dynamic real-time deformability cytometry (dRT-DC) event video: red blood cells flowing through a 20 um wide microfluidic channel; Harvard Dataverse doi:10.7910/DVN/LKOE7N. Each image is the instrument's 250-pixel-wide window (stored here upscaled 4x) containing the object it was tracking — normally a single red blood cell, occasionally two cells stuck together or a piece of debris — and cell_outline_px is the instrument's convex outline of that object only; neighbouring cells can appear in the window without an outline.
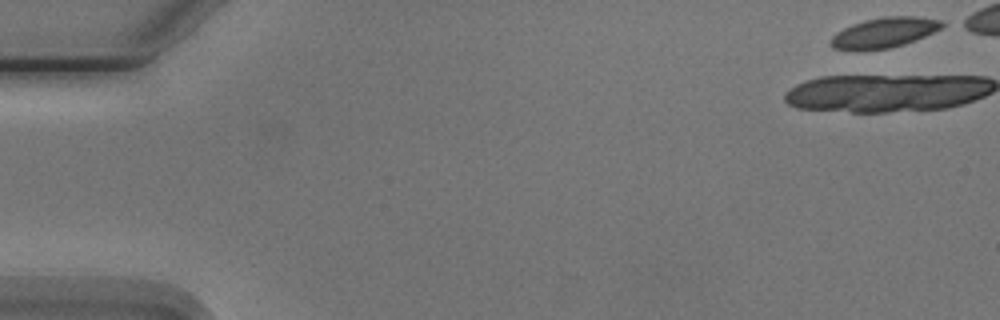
{"species": "Egyptian fruit bat (a non-hibernating species)", "species_latin": "Rousettus aegyptiacus", "temperature_condition": "cold", "stored_images_in_passage": 5, "segment_of_instrument_passage": [2, 2], "camera_frame_rate_fps": 3000, "um_per_image_px": 0.085, "animal": {"sex": "male"}, "frame": {"image": 1, "passage_image": 5, "time_ms": 5.667, "image_size_px": [1000, 320], "cell_outline_px": [[948, 24], [916, 40], [904, 44], [888, 48], [832, 48], [828, 44], [832, 36], [836, 32], [852, 24], [864, 20], [884, 16], [916, 16], [940, 20]], "centroid_in_image_um": [75.18, 2.73], "position_along_channel_um": 9.8, "area_um2": 19.13}}